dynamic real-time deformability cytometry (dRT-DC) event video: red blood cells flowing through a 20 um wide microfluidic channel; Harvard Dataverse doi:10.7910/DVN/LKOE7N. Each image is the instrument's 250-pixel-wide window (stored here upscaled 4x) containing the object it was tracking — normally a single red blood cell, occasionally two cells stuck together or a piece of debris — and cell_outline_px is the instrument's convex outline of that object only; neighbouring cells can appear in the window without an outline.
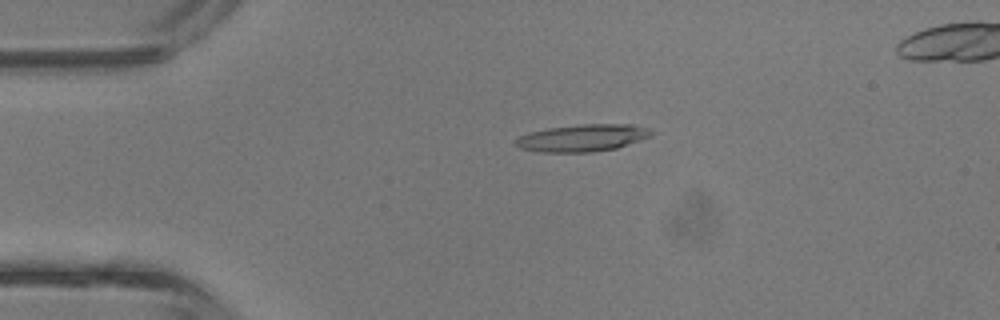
{"species": "common noctule bat (a hibernating species)", "species_latin": "Nyctalus noctula", "temperature_condition": "room temperature", "stored_images_in_passage": 34, "camera_frame_rate_fps": 3000, "um_per_image_px": 0.085, "animal": {"sex": "male", "body_mass_g": 13.3}, "frame": {"image": 1, "passage_image": 1, "time_ms": 0.0, "image_size_px": [1000, 320], "cell_outline_px": [[656, 132], [652, 136], [616, 148], [592, 152], [540, 152], [520, 148], [516, 144], [516, 140], [520, 136], [532, 132], [548, 128], [580, 124], [632, 124], [648, 128]], "centroid_in_image_um": [49.57, 11.72], "position_along_channel_um": 35.4, "area_um2": 21.39}}
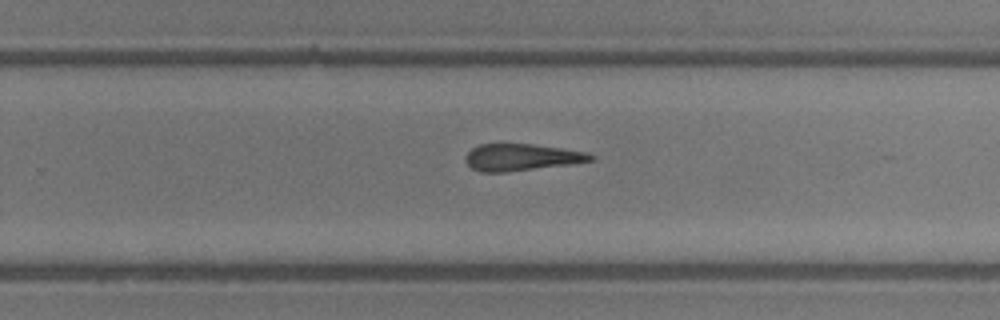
{"frame": {"image": 2, "passage_image": 19, "time_ms": 6.0, "image_size_px": [1000, 320], "cell_outline_px": [[596, 160], [568, 164], [504, 172], [480, 172], [472, 168], [464, 160], [464, 156], [472, 148], [480, 144], [532, 144], [588, 152], [596, 156]], "centroid_in_image_um": [44.32, 13.36], "position_along_channel_um": 285.5, "area_um2": 19.48}}
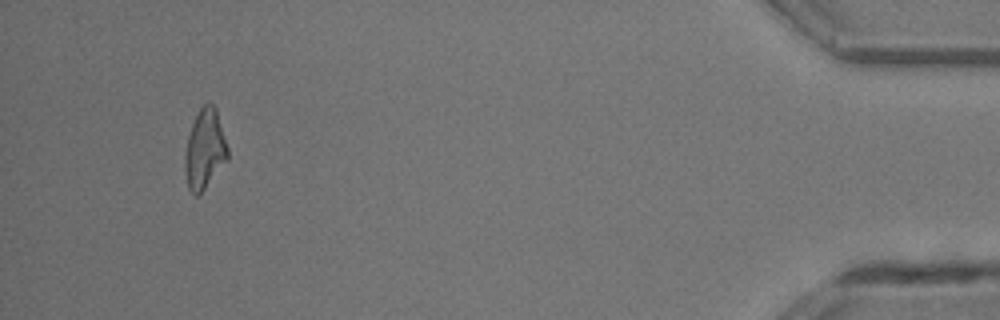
{"frame": {"image": 3, "passage_image": 32, "time_ms": 10.333, "image_size_px": [1000, 320], "cell_outline_px": [[228, 160], [204, 188], [196, 196], [188, 188], [184, 172], [184, 156], [188, 136], [192, 124], [200, 108], [208, 100], [216, 108], [228, 148]], "centroid_in_image_um": [17.4, 12.67], "position_along_channel_um": 417.8, "area_um2": 19.77}}